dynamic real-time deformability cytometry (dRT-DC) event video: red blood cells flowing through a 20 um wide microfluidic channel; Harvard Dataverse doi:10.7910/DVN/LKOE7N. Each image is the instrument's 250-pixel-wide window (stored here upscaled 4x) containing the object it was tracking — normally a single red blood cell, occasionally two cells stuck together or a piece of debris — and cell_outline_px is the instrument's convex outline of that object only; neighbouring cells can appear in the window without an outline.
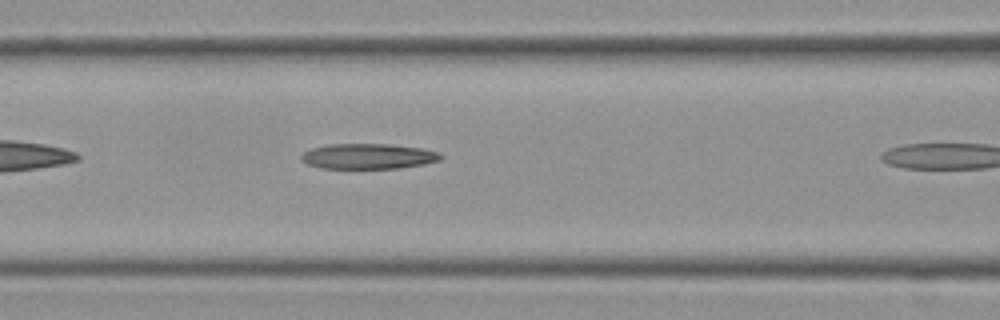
{"species": "Egyptian fruit bat (a non-hibernating species)", "species_latin": "Rousettus aegyptiacus", "temperature_condition": "cold", "stored_images_in_passage": 7, "camera_frame_rate_fps": 3000, "um_per_image_px": 0.085, "frame": {"image": 1, "passage_image": 6, "time_ms": 1.667, "image_size_px": [1000, 320], "cell_outline_px": [[444, 156], [440, 160], [424, 164], [400, 168], [320, 168], [308, 164], [300, 160], [300, 156], [304, 152], [312, 148], [328, 144], [388, 144], [420, 148], [440, 152]], "centroid_in_image_um": [31.3, 13.28], "position_along_channel_um": 135.3, "area_um2": 20.63}}